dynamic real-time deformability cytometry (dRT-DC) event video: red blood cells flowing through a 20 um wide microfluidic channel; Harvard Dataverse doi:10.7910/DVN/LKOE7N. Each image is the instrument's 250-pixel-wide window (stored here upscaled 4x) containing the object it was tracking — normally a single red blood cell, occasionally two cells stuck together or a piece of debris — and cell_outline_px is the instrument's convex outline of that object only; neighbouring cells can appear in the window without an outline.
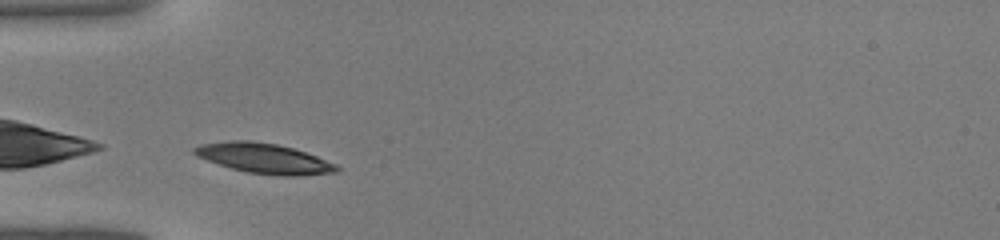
{"species": "common noctule bat (a hibernating species)", "species_latin": "Nyctalus noctula", "temperature_condition": "warm", "stored_images_in_passage": 25, "camera_frame_rate_fps": 3000, "um_per_image_px": 0.085, "animal": {"sex": "male", "body_mass_g": 19.0, "forearm_length_mm": 50.8}, "frame": {"image": 1, "passage_image": 2, "time_ms": 0.333, "image_size_px": [1000, 240], "cell_outline_px": [[340, 168], [336, 172], [300, 176], [284, 176], [248, 172], [232, 168], [196, 156], [192, 152], [192, 148], [200, 144], [232, 140], [248, 140], [276, 144], [292, 148], [316, 156], [336, 164]], "centroid_in_image_um": [22.43, 13.46], "position_along_channel_um": 62.6, "area_um2": 24.68}}
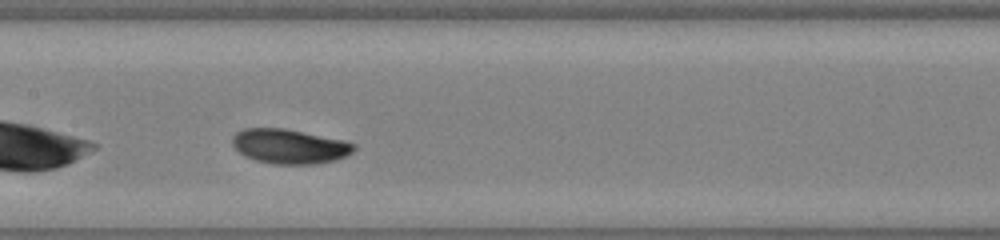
{"frame": {"image": 2, "passage_image": 10, "time_ms": 3.0, "image_size_px": [1000, 240], "cell_outline_px": [[356, 148], [352, 152], [344, 156], [332, 160], [312, 164], [272, 164], [256, 160], [244, 156], [232, 144], [232, 136], [236, 132], [244, 128], [284, 128], [344, 140], [356, 144]], "centroid_in_image_um": [24.58, 12.43], "position_along_channel_um": 182.8, "area_um2": 24.39}}
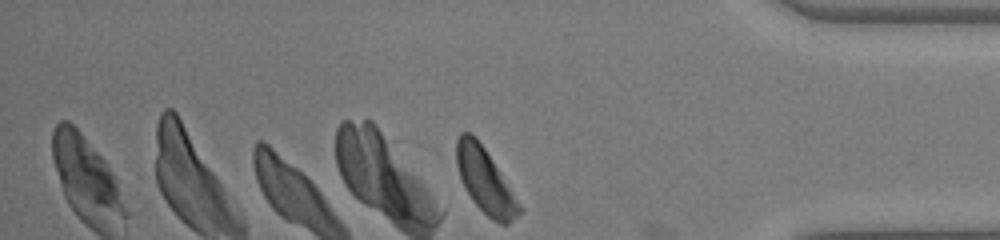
{"frame": {"image": 3, "passage_image": 25, "time_ms": 8.0, "image_size_px": [1000, 240], "cell_outline_px": [[524, 208], [508, 224], [500, 224], [492, 220], [472, 200], [464, 188], [448, 152], [460, 132], [472, 132], [476, 136]], "centroid_in_image_um": [41.11, 15.26], "position_along_channel_um": 394.1, "area_um2": 24.68}}